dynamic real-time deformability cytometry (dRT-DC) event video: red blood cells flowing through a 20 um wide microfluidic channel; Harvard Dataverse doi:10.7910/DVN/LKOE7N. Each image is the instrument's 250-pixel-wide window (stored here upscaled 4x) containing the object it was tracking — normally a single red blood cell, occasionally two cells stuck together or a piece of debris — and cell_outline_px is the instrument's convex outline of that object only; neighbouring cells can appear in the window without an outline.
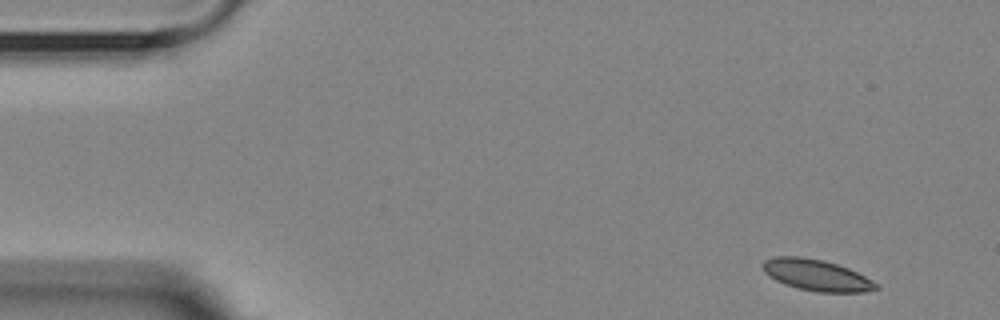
{"species": "Egyptian fruit bat (a non-hibernating species)", "species_latin": "Rousettus aegyptiacus", "temperature_condition": "room temperature", "stored_images_in_passage": 13, "camera_frame_rate_fps": 3000, "um_per_image_px": 0.085, "animal": {"sex": "female"}, "frame": {"image": 1, "passage_image": 1, "time_ms": 0.0, "image_size_px": [1000, 320], "cell_outline_px": [[880, 288], [864, 292], [816, 292], [796, 288], [784, 284], [768, 276], [764, 272], [760, 264], [764, 260], [776, 256], [800, 256], [824, 260], [848, 268], [880, 284]], "centroid_in_image_um": [69.38, 23.38], "position_along_channel_um": 15.6, "area_um2": 20.87}}
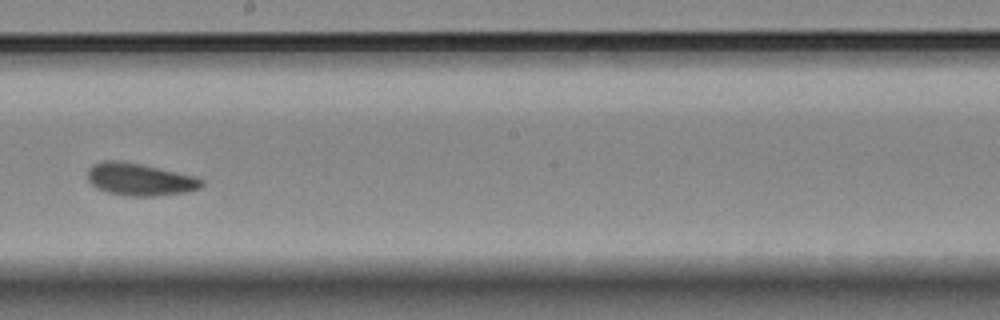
{"frame": {"image": 2, "passage_image": 8, "time_ms": 9.0, "image_size_px": [1000, 320], "cell_outline_px": [[204, 184], [200, 188], [188, 192], [152, 196], [128, 196], [108, 192], [96, 188], [88, 180], [88, 168], [92, 164], [104, 160], [120, 160], [140, 164], [196, 176], [204, 180]], "centroid_in_image_um": [11.89, 15.24], "position_along_channel_um": 236.3, "area_um2": 21.62}}
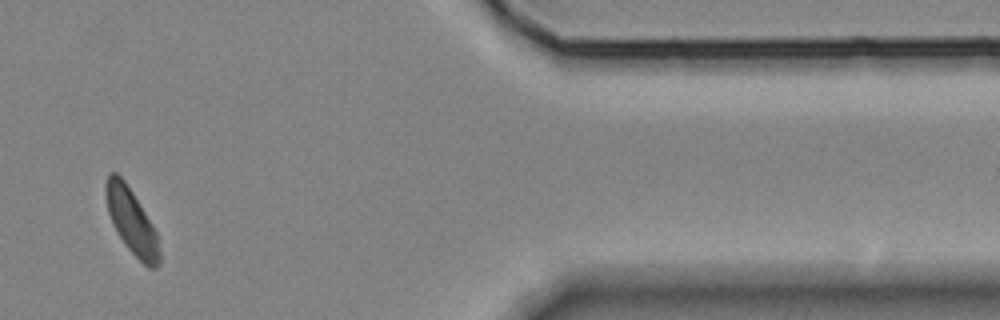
{"frame": {"image": 3, "passage_image": 13, "time_ms": 14.667, "image_size_px": [1000, 320], "cell_outline_px": [[160, 264], [156, 268], [148, 268], [128, 248], [116, 232], [112, 224], [108, 212], [104, 192], [104, 184], [108, 172], [116, 172], [124, 180], [132, 192], [152, 224], [156, 232], [160, 252]], "centroid_in_image_um": [11.16, 18.79], "position_along_channel_um": 400.2, "area_um2": 20.35}, "authors_computed_cell_mechanics": {"area_um2": 21.2704, "velocity_mm_per_s": 3.5684, "shape_relaxation_time_tau1_ms": 3.2732, "shape_relaxation_time_tau2_ms": 1.3086, "deformation_change_tau1": 0.0375, "deformation_change_tau2": 0.0434}}